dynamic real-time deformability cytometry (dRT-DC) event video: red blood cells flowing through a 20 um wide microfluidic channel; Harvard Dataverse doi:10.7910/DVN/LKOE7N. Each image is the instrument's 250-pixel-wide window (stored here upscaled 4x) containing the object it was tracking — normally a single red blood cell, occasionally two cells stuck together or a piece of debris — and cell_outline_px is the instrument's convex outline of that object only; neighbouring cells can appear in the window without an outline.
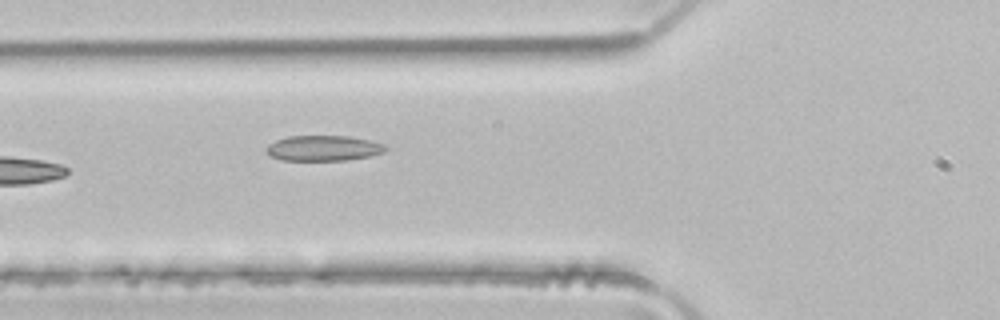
{"species": "common noctule bat (a hibernating species)", "species_latin": "Nyctalus noctula", "temperature_condition": "room temperature", "stored_images_in_passage": 6, "camera_frame_rate_fps": 3000, "um_per_image_px": 0.085, "animal": {"sex": "male", "body_mass_g": 21.5, "forearm_length_mm": 52.0}, "frame": {"image": 1, "passage_image": 6, "time_ms": 1.667, "image_size_px": [1000, 320], "cell_outline_px": [[388, 148], [384, 152], [368, 156], [344, 160], [284, 160], [272, 156], [264, 152], [264, 148], [268, 144], [276, 140], [288, 136], [348, 136], [368, 140], [384, 144]], "centroid_in_image_um": [27.45, 12.59], "position_along_channel_um": 98.4, "area_um2": 17.57}}